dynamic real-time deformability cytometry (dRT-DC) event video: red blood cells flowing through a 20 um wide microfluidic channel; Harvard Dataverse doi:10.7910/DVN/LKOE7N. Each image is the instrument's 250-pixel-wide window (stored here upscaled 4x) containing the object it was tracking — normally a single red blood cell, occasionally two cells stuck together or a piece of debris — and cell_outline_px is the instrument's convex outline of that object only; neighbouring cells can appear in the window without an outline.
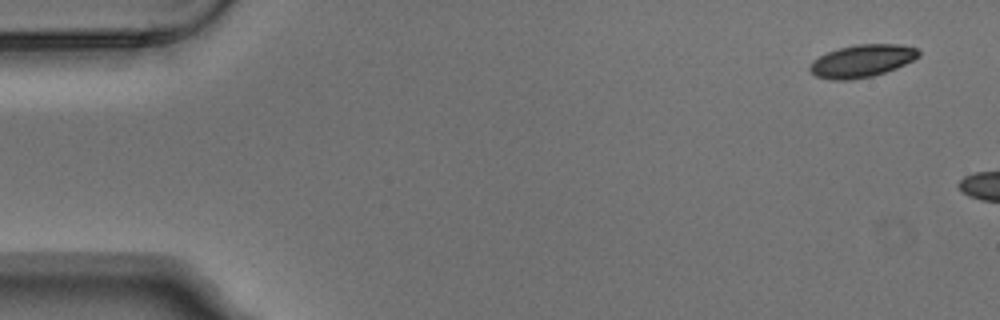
{"species": "Egyptian fruit bat (a non-hibernating species)", "species_latin": "Rousettus aegyptiacus", "temperature_condition": "warm", "stored_images_in_passage": 2, "camera_frame_rate_fps": 3000, "um_per_image_px": 0.085, "animal": {"sex": "male"}, "frame": {"image": 1, "passage_image": 1, "time_ms": 0.0, "image_size_px": [1000, 320], "cell_outline_px": [[920, 56], [896, 68], [872, 76], [848, 80], [832, 80], [816, 76], [808, 68], [808, 64], [812, 60], [828, 52], [840, 48], [856, 44], [900, 44], [916, 48], [920, 52]], "centroid_in_image_um": [73.24, 5.18], "position_along_channel_um": 11.8, "area_um2": 20.52}}